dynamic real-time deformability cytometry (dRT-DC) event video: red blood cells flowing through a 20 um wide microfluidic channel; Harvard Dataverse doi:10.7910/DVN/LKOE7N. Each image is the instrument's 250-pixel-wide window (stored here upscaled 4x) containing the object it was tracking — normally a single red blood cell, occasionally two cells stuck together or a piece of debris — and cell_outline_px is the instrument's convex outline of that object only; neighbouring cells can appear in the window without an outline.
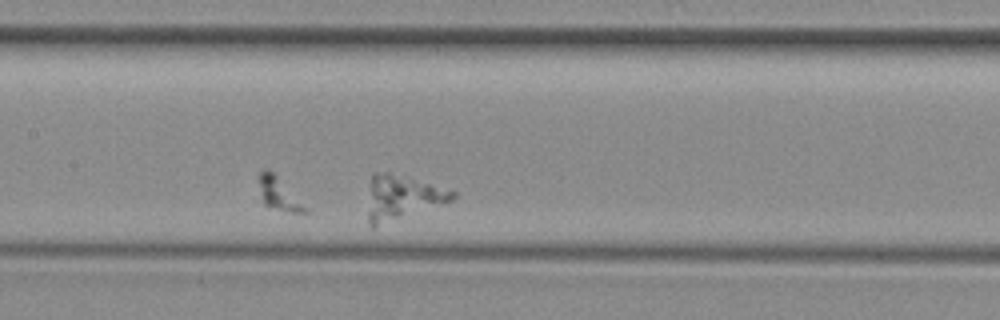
{"species": "common noctule bat (a hibernating species)", "species_latin": "Nyctalus noctula", "temperature_condition": "room temperature", "stored_images_in_passage": 42, "segment_of_instrument_passage": [3, 3], "camera_frame_rate_fps": 3000, "um_per_image_px": 0.085, "animal": {"sex": "female", "body_mass_g": 29.2, "forearm_length_mm": 56.3}, "frame": {"image": 1, "passage_image": 12, "time_ms": 3.667, "image_size_px": [1000, 320], "cell_outline_px": [[456, 196], [452, 200], [372, 228], [368, 224], [368, 212], [372, 172], [404, 172], [456, 192]], "centroid_in_image_um": [34.19, 16.71], "position_along_channel_um": 173.2, "area_um2": 22.25}}
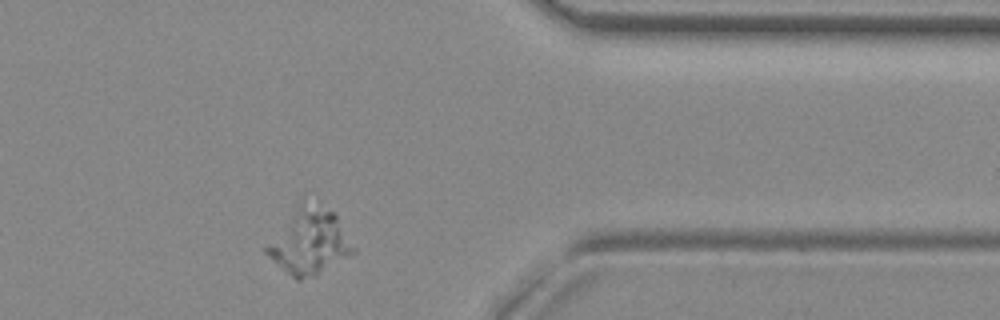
{"frame": {"image": 2, "passage_image": 31, "time_ms": 10.0, "image_size_px": [1000, 320], "cell_outline_px": [[356, 252], [316, 276], [300, 280], [296, 280], [272, 260], [264, 252], [264, 248], [300, 196], [304, 196], [336, 212], [356, 248]], "centroid_in_image_um": [26.31, 20.45], "position_along_channel_um": 385.1, "area_um2": 34.33}}
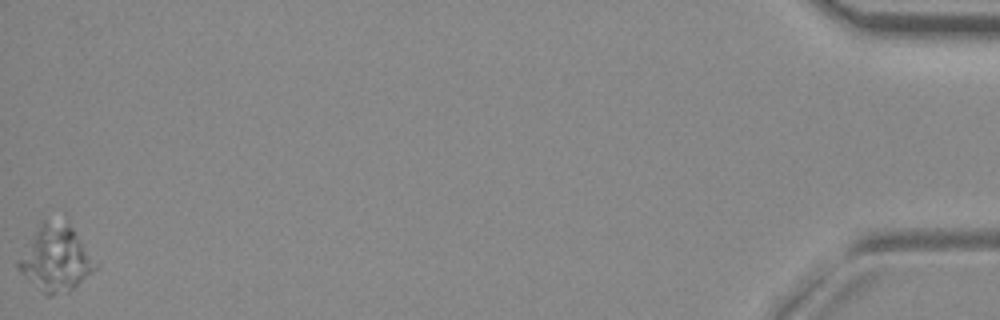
{"frame": {"image": 3, "passage_image": 42, "time_ms": 13.667, "image_size_px": [1000, 320], "cell_outline_px": [[100, 264], [96, 268], [68, 292], [52, 296], [44, 296], [16, 268], [16, 260], [36, 224], [44, 220], [68, 216]], "centroid_in_image_um": [4.74, 21.86], "position_along_channel_um": 430.5, "area_um2": 31.39}}